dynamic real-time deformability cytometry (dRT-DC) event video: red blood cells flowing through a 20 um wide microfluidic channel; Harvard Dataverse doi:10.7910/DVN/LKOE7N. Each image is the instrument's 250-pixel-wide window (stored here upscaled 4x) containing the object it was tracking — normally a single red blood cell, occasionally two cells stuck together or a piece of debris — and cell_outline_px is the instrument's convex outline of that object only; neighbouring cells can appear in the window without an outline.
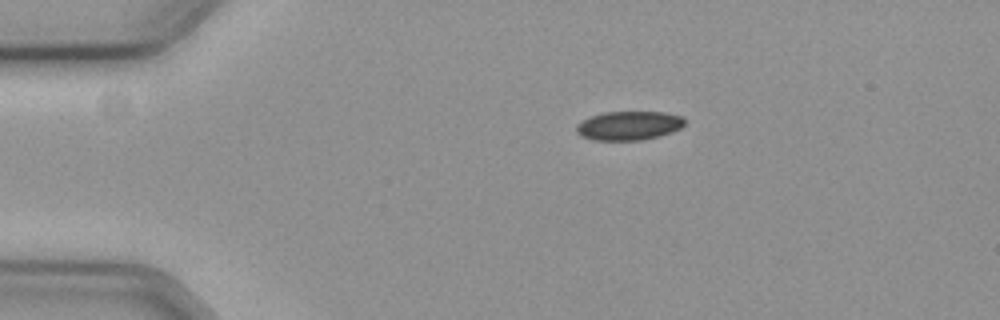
{"species": "common noctule bat (a hibernating species)", "species_latin": "Nyctalus noctula", "temperature_condition": "cold", "stored_images_in_passage": 47, "camera_frame_rate_fps": 3000, "um_per_image_px": 0.085, "animal": {"sex": "female", "body_mass_g": 19.3, "forearm_length_mm": 54.1}, "frame": {"image": 1, "passage_image": 1, "time_ms": 0.0, "image_size_px": [1000, 320], "cell_outline_px": [[684, 124], [680, 128], [672, 132], [660, 136], [640, 140], [592, 140], [580, 136], [576, 132], [576, 124], [592, 116], [604, 112], [664, 112], [684, 116]], "centroid_in_image_um": [53.45, 10.68], "position_along_channel_um": 31.5, "area_um2": 18.32}}
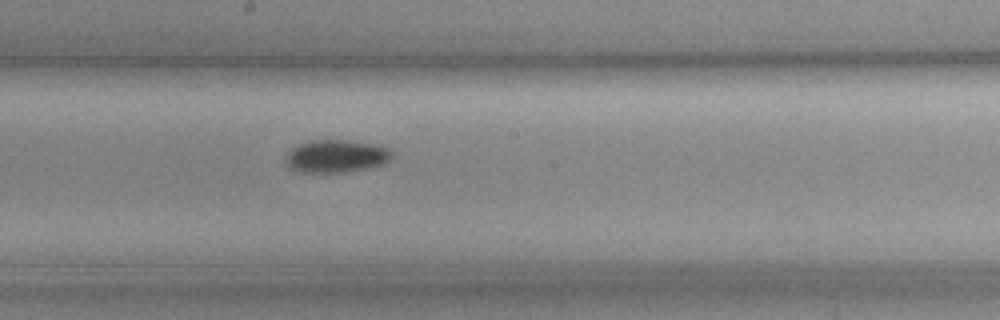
{"frame": {"image": 2, "passage_image": 21, "time_ms": 6.667, "image_size_px": [1000, 320], "cell_outline_px": [[392, 156], [384, 164], [348, 172], [296, 172], [288, 168], [284, 164], [284, 156], [292, 148], [300, 144], [312, 140], [348, 140], [376, 144], [388, 148], [392, 152]], "centroid_in_image_um": [28.52, 13.28], "position_along_channel_um": 219.7, "area_um2": 20.52}}
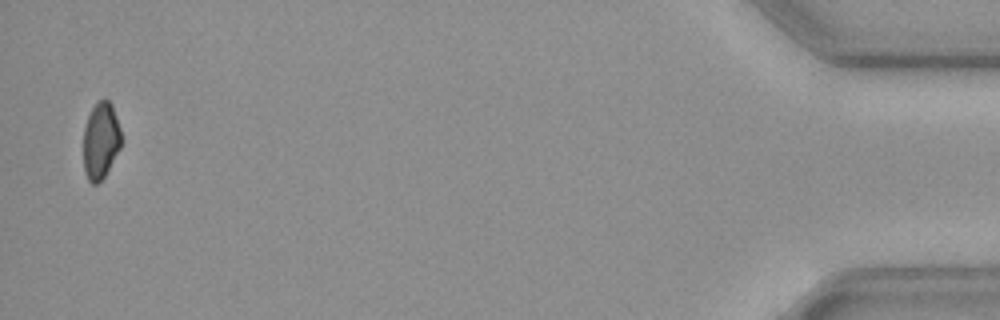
{"frame": {"image": 3, "passage_image": 46, "time_ms": 15.0, "image_size_px": [1000, 320], "cell_outline_px": [[120, 148], [104, 176], [96, 184], [92, 184], [88, 180], [84, 172], [84, 128], [88, 116], [92, 108], [104, 96], [112, 104], [120, 128]], "centroid_in_image_um": [8.55, 11.93], "position_along_channel_um": 426.6, "area_um2": 16.7}}